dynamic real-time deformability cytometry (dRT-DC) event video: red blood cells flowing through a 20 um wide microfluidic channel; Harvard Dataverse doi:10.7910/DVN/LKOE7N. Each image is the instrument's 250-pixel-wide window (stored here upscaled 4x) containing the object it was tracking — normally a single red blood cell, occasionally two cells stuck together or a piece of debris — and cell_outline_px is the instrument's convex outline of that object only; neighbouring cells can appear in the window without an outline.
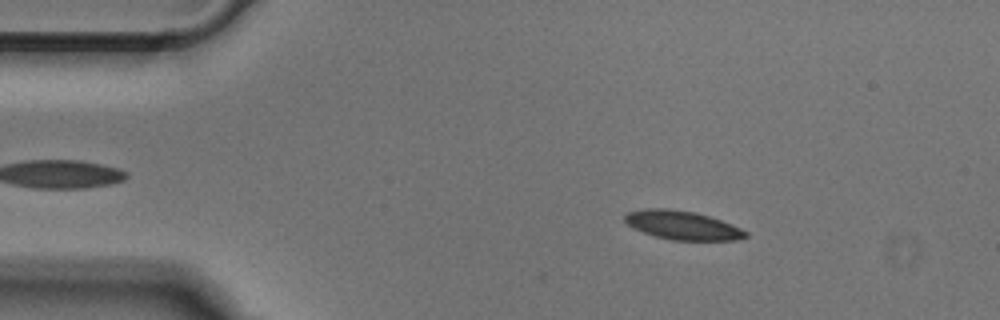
{"species": "Egyptian fruit bat (a non-hibernating species)", "species_latin": "Rousettus aegyptiacus", "temperature_condition": "cold", "stored_images_in_passage": 39, "camera_frame_rate_fps": 3000, "um_per_image_px": 0.085, "animal": {"sex": "male"}, "frame": {"image": 1, "passage_image": 7, "time_ms": 2.0, "image_size_px": [1000, 320], "cell_outline_px": [[748, 236], [736, 240], [672, 240], [656, 236], [644, 232], [628, 224], [624, 220], [624, 216], [628, 212], [644, 208], [668, 208], [696, 212], [732, 224], [748, 232]], "centroid_in_image_um": [58.02, 19.13], "position_along_channel_um": 27.0, "area_um2": 20.11}}
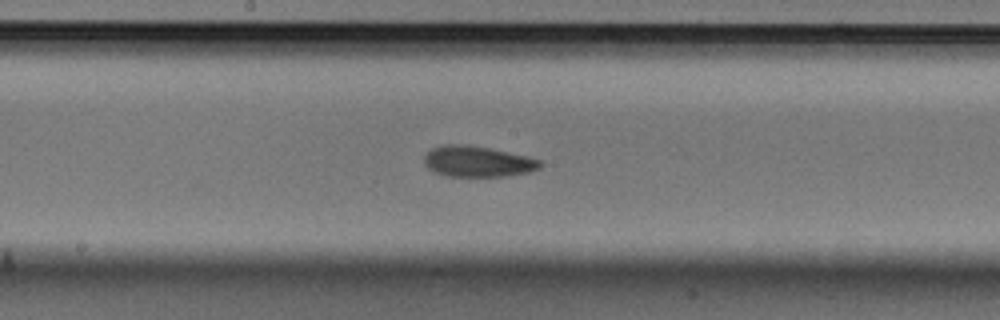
{"frame": {"image": 2, "passage_image": 25, "time_ms": 8.0, "image_size_px": [1000, 320], "cell_outline_px": [[544, 164], [540, 168], [532, 172], [504, 176], [448, 176], [432, 172], [424, 164], [424, 156], [432, 148], [448, 144], [468, 144], [528, 156], [540, 160]], "centroid_in_image_um": [40.61, 13.73], "position_along_channel_um": 207.6, "area_um2": 20.98}}
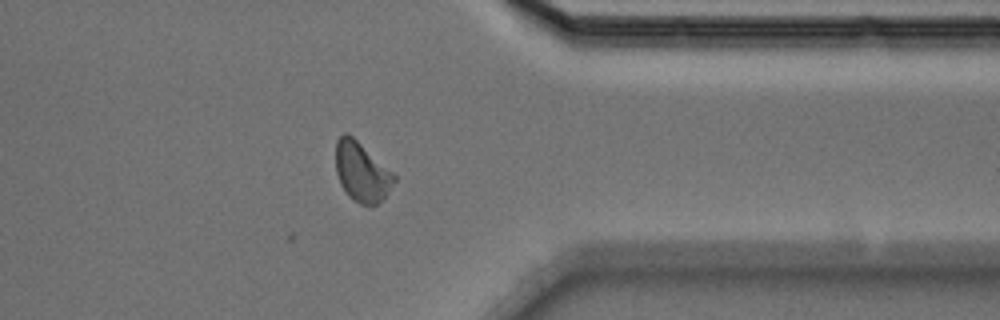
{"frame": {"image": 3, "passage_image": 39, "time_ms": 12.667, "image_size_px": [1000, 320], "cell_outline_px": [[396, 180], [388, 192], [376, 204], [368, 208], [352, 200], [348, 196], [340, 184], [336, 172], [336, 140], [344, 132], [348, 132], [392, 172], [396, 176]], "centroid_in_image_um": [30.72, 14.63], "position_along_channel_um": 380.7, "area_um2": 20.23}}